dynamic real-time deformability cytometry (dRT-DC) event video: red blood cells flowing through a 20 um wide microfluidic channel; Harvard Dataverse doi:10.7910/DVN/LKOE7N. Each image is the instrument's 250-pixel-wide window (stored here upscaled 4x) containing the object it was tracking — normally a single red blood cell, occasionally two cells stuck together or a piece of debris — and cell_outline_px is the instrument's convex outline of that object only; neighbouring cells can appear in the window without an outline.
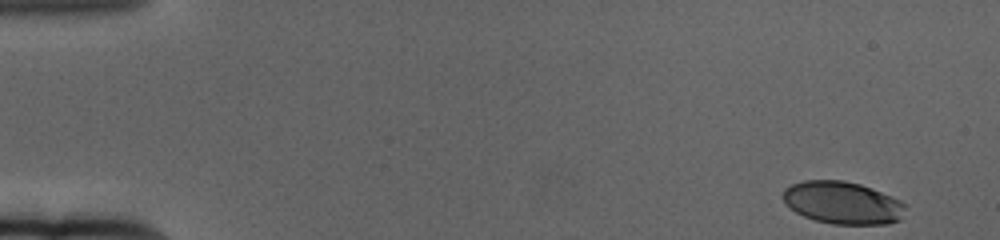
{"species": "human", "species_latin": "Homo sapiens", "temperature_condition": "cold", "stored_images_in_passage": 59, "camera_frame_rate_fps": 3000, "um_per_image_px": 0.085, "donor": {"sex": "female"}, "frame": {"image": 1, "passage_image": 1, "time_ms": 0.0, "image_size_px": [1000, 240], "cell_outline_px": [[904, 208], [900, 220], [888, 224], [832, 224], [816, 220], [804, 216], [796, 212], [784, 204], [780, 196], [784, 188], [792, 184], [804, 180], [844, 180], [860, 184], [872, 188], [900, 200], [904, 204]], "centroid_in_image_um": [71.56, 17.22], "position_along_channel_um": 13.4, "area_um2": 30.46}}
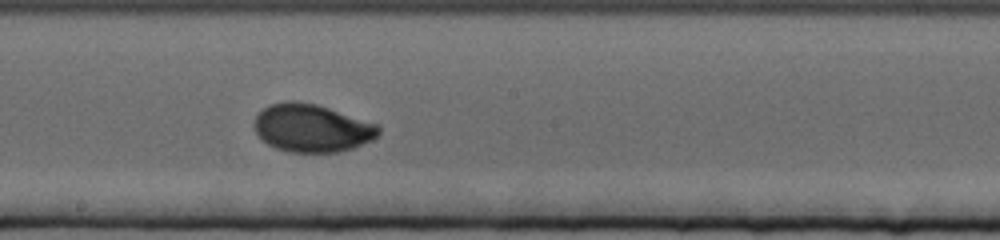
{"frame": {"image": 2, "passage_image": 32, "time_ms": 10.333, "image_size_px": [1000, 240], "cell_outline_px": [[380, 132], [372, 140], [352, 148], [340, 152], [288, 152], [276, 148], [268, 144], [256, 132], [252, 124], [256, 116], [268, 104], [284, 100], [296, 100], [316, 104], [380, 124]], "centroid_in_image_um": [26.51, 10.87], "position_along_channel_um": 221.7, "area_um2": 34.97}}
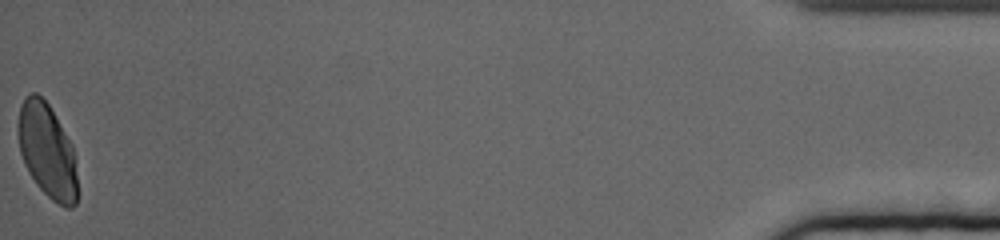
{"frame": {"image": 3, "passage_image": 59, "time_ms": 19.333, "image_size_px": [1000, 240], "cell_outline_px": [[76, 204], [72, 208], [64, 208], [52, 200], [36, 184], [28, 172], [20, 152], [20, 108], [24, 96], [32, 92], [36, 92], [48, 104], [72, 144], [76, 176]], "centroid_in_image_um": [4.02, 12.85], "position_along_channel_um": 431.2, "area_um2": 31.85}, "authors_computed_cell_mechanics": {"area_um2": 33.2928, "velocity_mm_per_s": 3.3298, "shape_relaxation_time_tau1_ms": 3.11, "shape_relaxation_time_tau2_ms": null, "deformation_change_tau1": 0.1528, "deformation_change_tau2": null}}